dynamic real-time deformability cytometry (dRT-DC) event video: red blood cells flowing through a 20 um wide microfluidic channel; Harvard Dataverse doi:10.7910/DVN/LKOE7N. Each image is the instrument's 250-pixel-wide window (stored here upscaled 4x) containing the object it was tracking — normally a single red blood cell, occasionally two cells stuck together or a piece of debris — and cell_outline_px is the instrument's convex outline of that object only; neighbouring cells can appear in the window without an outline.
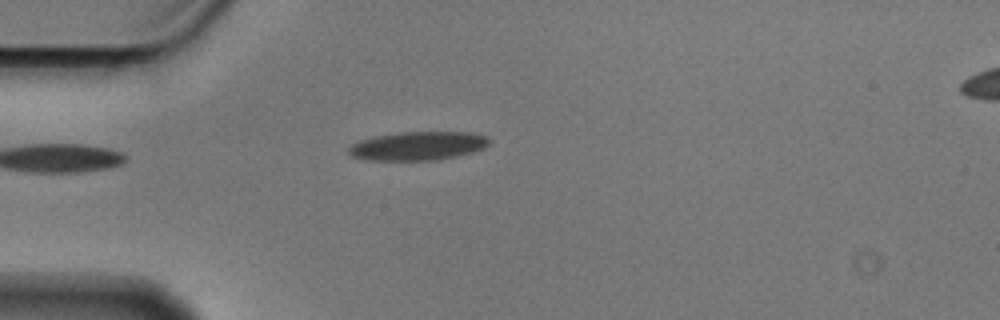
{"species": "Egyptian fruit bat (a non-hibernating species)", "species_latin": "Rousettus aegyptiacus", "temperature_condition": "cold", "stored_images_in_passage": 5, "camera_frame_rate_fps": 3000, "um_per_image_px": 0.085, "animal": {"sex": "male"}, "frame": {"image": 1, "passage_image": 4, "time_ms": 1.0, "image_size_px": [1000, 320], "cell_outline_px": [[492, 140], [484, 148], [472, 152], [440, 160], [368, 160], [352, 156], [348, 152], [348, 148], [352, 144], [360, 140], [372, 136], [400, 132], [472, 132], [488, 136]], "centroid_in_image_um": [35.55, 12.39], "position_along_channel_um": 49.5, "area_um2": 23.7}}